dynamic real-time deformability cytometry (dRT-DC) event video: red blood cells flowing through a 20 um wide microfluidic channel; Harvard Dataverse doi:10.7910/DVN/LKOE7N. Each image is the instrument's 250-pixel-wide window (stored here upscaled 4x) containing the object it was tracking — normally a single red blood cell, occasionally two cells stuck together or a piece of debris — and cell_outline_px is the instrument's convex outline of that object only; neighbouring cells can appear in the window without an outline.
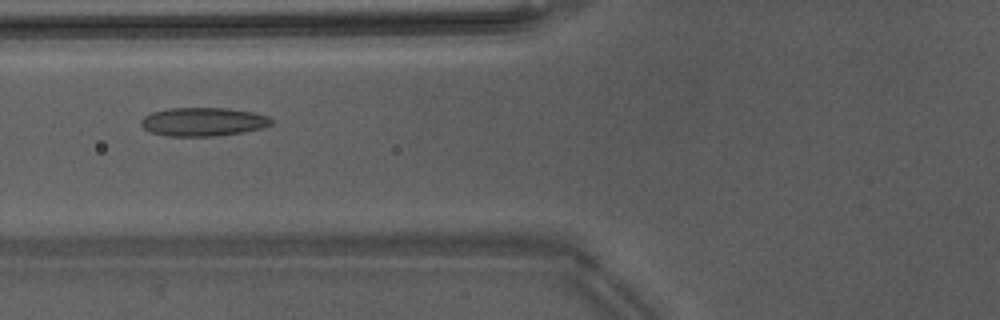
{"species": "Egyptian fruit bat (a non-hibernating species)", "species_latin": "Rousettus aegyptiacus", "temperature_condition": "warm", "stored_images_in_passage": 46, "camera_frame_rate_fps": 3000, "um_per_image_px": 0.085, "animal": {"sex": "male"}, "frame": {"image": 1, "passage_image": 17, "time_ms": 5.333, "image_size_px": [1000, 320], "cell_outline_px": [[272, 124], [260, 128], [240, 132], [212, 136], [168, 136], [148, 132], [140, 124], [140, 120], [144, 116], [152, 112], [168, 108], [228, 108], [252, 112], [268, 116], [272, 120]], "centroid_in_image_um": [17.21, 10.34], "position_along_channel_um": 108.6, "area_um2": 21.62}}
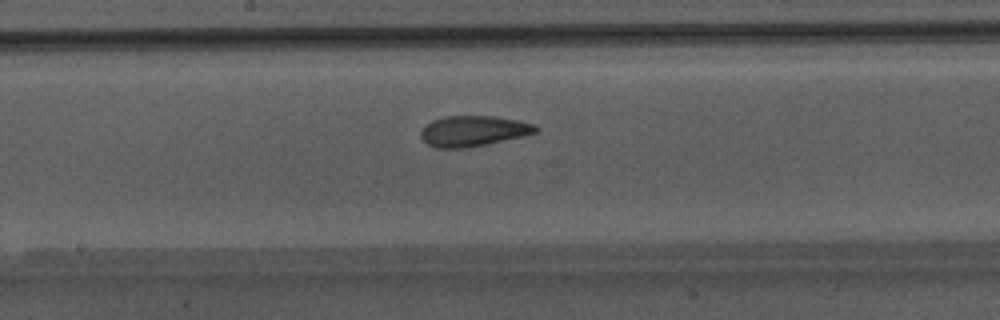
{"frame": {"image": 2, "passage_image": 24, "time_ms": 7.667, "image_size_px": [1000, 320], "cell_outline_px": [[540, 132], [524, 136], [464, 148], [436, 148], [428, 144], [420, 136], [420, 132], [432, 120], [444, 116], [496, 116], [516, 120], [532, 124], [540, 128]], "centroid_in_image_um": [40.25, 11.13], "position_along_channel_um": 208.0, "area_um2": 20.35}}
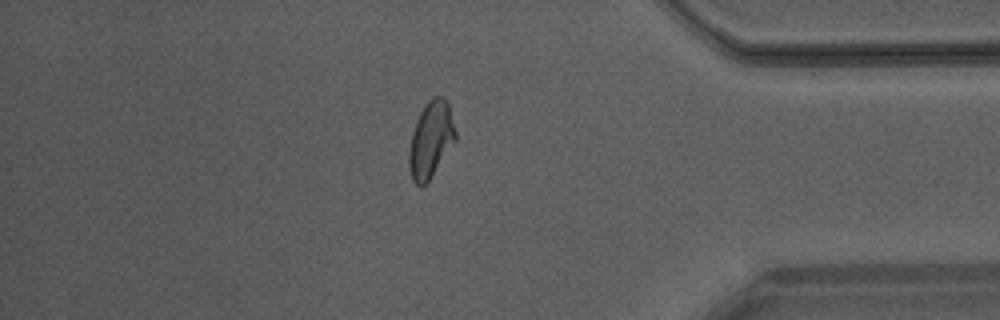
{"frame": {"image": 3, "passage_image": 39, "time_ms": 12.667, "image_size_px": [1000, 320], "cell_outline_px": [[456, 140], [428, 180], [424, 184], [416, 184], [412, 180], [408, 164], [408, 152], [412, 132], [416, 120], [420, 112], [428, 100], [432, 96], [444, 96], [448, 104], [456, 132]], "centroid_in_image_um": [36.6, 11.82], "position_along_channel_um": 398.6, "area_um2": 20.4}, "authors_computed_cell_mechanics": {"area_um2": 20.4034, "velocity_mm_per_s": 4.2569, "shape_relaxation_time_tau1_ms": 9.3527, "shape_relaxation_time_tau2_ms": 1.5485, "deformation_change_tau1": 0.2465, "deformation_change_tau2": 0.0754}}